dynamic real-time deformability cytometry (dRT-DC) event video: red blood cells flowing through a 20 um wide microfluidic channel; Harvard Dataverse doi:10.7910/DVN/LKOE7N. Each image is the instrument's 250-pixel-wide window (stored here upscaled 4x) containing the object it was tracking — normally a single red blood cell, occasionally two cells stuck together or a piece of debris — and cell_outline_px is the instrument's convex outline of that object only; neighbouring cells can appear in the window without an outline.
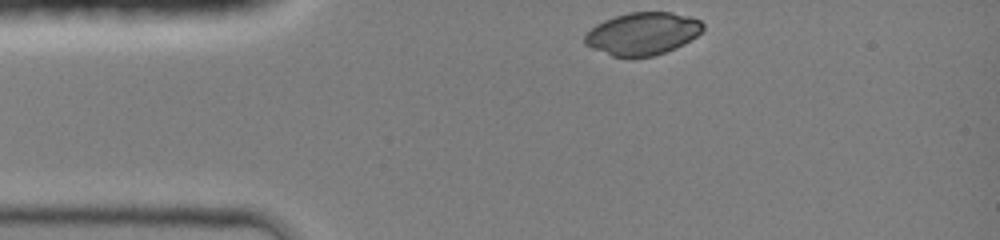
{"species": "common noctule bat (a hibernating species)", "species_latin": "Nyctalus noctula", "temperature_condition": "room temperature", "stored_images_in_passage": 31, "camera_frame_rate_fps": 3000, "um_per_image_px": 0.085, "animal": {"sex": "female", "body_mass_g": 19.0, "forearm_length_mm": 51.5}, "frame": {"image": 1, "passage_image": 1, "time_ms": 0.0, "image_size_px": [1000, 240], "cell_outline_px": [[704, 28], [696, 36], [684, 44], [676, 48], [652, 56], [612, 56], [592, 48], [584, 44], [584, 36], [596, 24], [604, 20], [628, 12], [672, 12], [688, 16], [700, 20], [704, 24]], "centroid_in_image_um": [54.62, 2.85], "position_along_channel_um": 30.4, "area_um2": 29.07}}
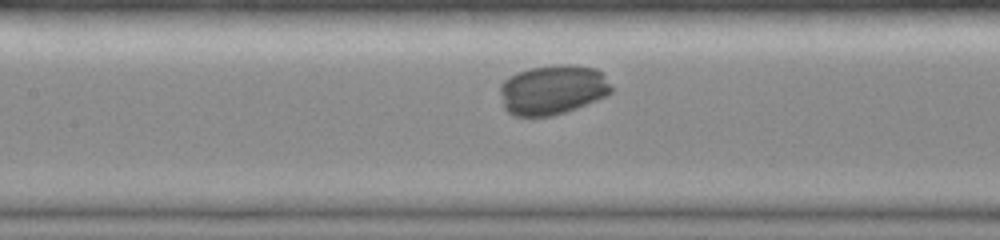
{"frame": {"image": 2, "passage_image": 13, "time_ms": 4.0, "image_size_px": [1000, 240], "cell_outline_px": [[612, 92], [608, 96], [576, 108], [552, 116], [516, 116], [508, 112], [504, 108], [500, 92], [500, 84], [508, 76], [516, 72], [532, 68], [556, 64], [576, 64], [596, 68], [604, 72], [612, 88]], "centroid_in_image_um": [47.0, 7.61], "position_along_channel_um": 160.4, "area_um2": 32.66}}
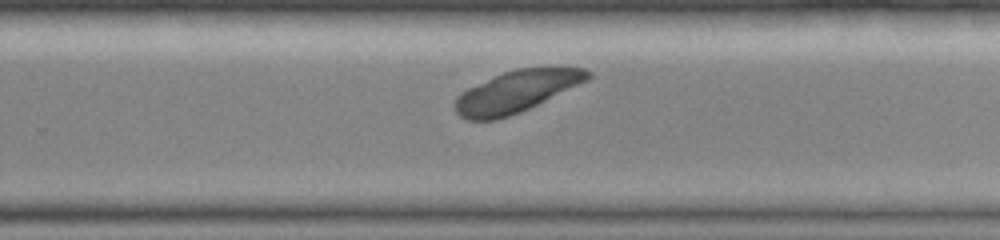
{"frame": {"image": 3, "passage_image": 22, "time_ms": 7.0, "image_size_px": [1000, 240], "cell_outline_px": [[592, 76], [588, 80], [520, 112], [496, 120], [468, 120], [460, 116], [456, 112], [452, 104], [456, 96], [460, 92], [468, 88], [504, 72], [516, 68], [548, 64], [584, 68], [592, 72]], "centroid_in_image_um": [43.93, 7.73], "position_along_channel_um": 285.9, "area_um2": 32.89}}